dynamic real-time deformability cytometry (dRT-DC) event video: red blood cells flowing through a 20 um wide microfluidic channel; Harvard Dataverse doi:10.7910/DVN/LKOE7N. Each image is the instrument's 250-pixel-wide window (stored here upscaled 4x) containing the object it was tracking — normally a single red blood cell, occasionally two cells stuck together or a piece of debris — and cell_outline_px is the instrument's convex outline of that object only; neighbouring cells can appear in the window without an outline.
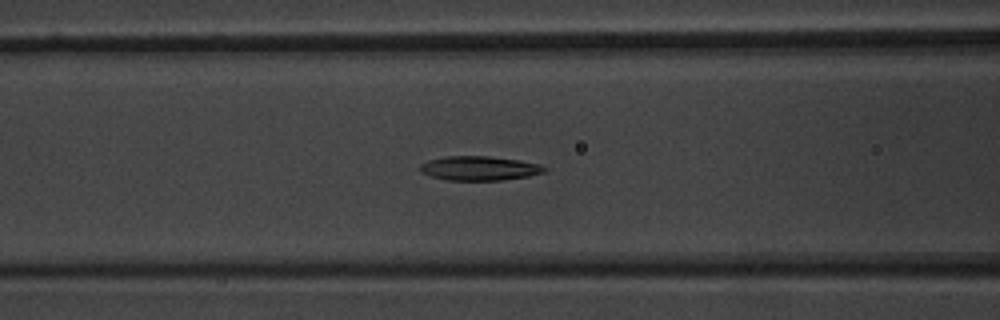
{"species": "common noctule bat (a hibernating species)", "species_latin": "Nyctalus noctula", "temperature_condition": "warm", "stored_images_in_passage": 51, "camera_frame_rate_fps": 3000, "um_per_image_px": 0.085, "animal": {"sex": "male", "body_mass_g": 20.1, "forearm_length_mm": 53.5}, "frame": {"image": 1, "passage_image": 21, "time_ms": 6.667, "image_size_px": [1000, 320], "cell_outline_px": [[548, 168], [544, 172], [528, 176], [504, 180], [448, 180], [432, 176], [420, 172], [420, 164], [428, 160], [444, 156], [488, 156], [520, 160], [540, 164]], "centroid_in_image_um": [40.75, 14.3], "position_along_channel_um": 125.8, "area_um2": 17.63}}
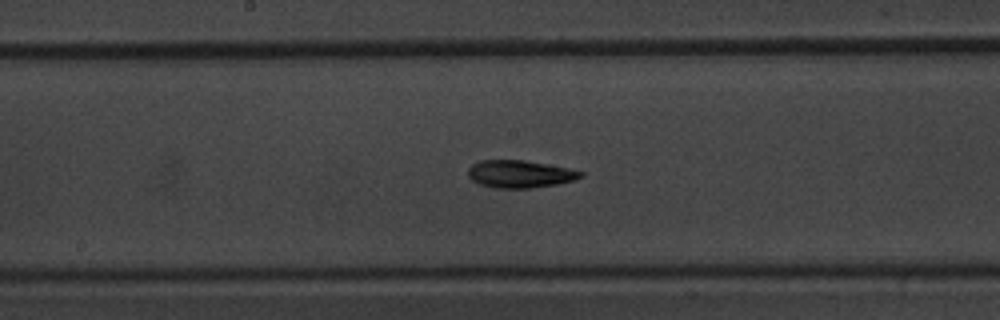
{"frame": {"image": 2, "passage_image": 27, "time_ms": 8.667, "image_size_px": [1000, 320], "cell_outline_px": [[584, 176], [576, 180], [556, 184], [532, 188], [496, 188], [480, 184], [472, 180], [468, 176], [468, 168], [472, 164], [480, 160], [524, 160], [568, 168], [584, 172]], "centroid_in_image_um": [44.2, 14.79], "position_along_channel_um": 204.0, "area_um2": 18.09}}
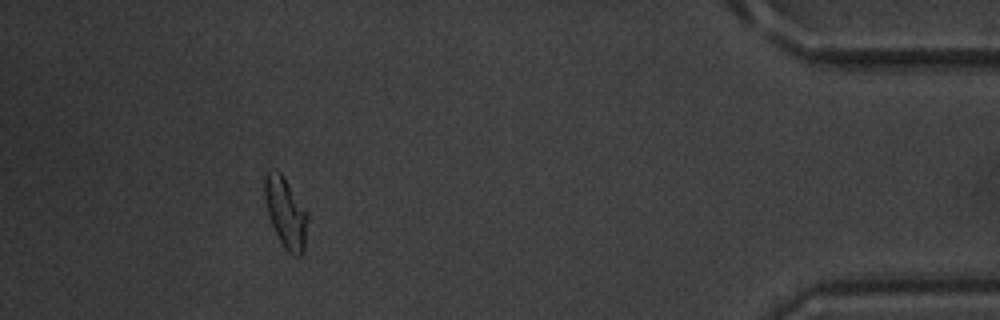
{"frame": {"image": 3, "passage_image": 47, "time_ms": 15.333, "image_size_px": [1000, 320], "cell_outline_px": [[308, 220], [304, 252], [300, 256], [292, 256], [284, 248], [268, 216], [264, 200], [264, 176], [272, 168], [276, 168], [280, 172], [308, 212]], "centroid_in_image_um": [24.28, 18.08], "position_along_channel_um": 410.9, "area_um2": 17.8}, "authors_computed_cell_mechanics": {"area_um2": 17.918, "velocity_mm_per_s": 3.8971, "shape_relaxation_time_tau1_ms": 3.1619, "shape_relaxation_time_tau2_ms": 4.2656, "deformation_change_tau1": 0.1576, "deformation_change_tau2": 0.13}}